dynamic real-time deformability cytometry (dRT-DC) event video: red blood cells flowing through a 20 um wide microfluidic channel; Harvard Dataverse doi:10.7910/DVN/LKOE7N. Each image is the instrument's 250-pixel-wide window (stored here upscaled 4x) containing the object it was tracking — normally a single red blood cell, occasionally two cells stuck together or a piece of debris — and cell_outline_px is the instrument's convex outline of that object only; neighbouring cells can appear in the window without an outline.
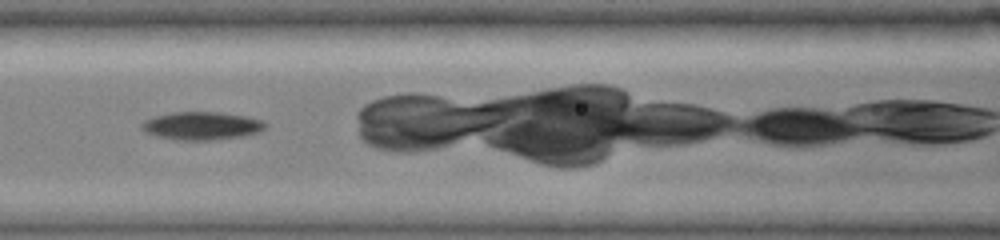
{"species": "common noctule bat (a hibernating species)", "species_latin": "Nyctalus noctula", "temperature_condition": "cold", "stored_images_in_passage": 28, "camera_frame_rate_fps": 3000, "um_per_image_px": 0.085, "animal": {"sex": "female", "body_mass_g": 19.0, "forearm_length_mm": 51.5}, "frame": {"image": 1, "passage_image": 6, "time_ms": 1.333, "image_size_px": [1000, 240], "cell_outline_px": [[268, 124], [260, 132], [244, 136], [212, 140], [176, 140], [156, 136], [144, 132], [140, 128], [140, 124], [144, 120], [156, 116], [172, 112], [220, 112], [244, 116], [264, 120]], "centroid_in_image_um": [17.14, 10.7], "position_along_channel_um": 149.5, "area_um2": 20.4}}